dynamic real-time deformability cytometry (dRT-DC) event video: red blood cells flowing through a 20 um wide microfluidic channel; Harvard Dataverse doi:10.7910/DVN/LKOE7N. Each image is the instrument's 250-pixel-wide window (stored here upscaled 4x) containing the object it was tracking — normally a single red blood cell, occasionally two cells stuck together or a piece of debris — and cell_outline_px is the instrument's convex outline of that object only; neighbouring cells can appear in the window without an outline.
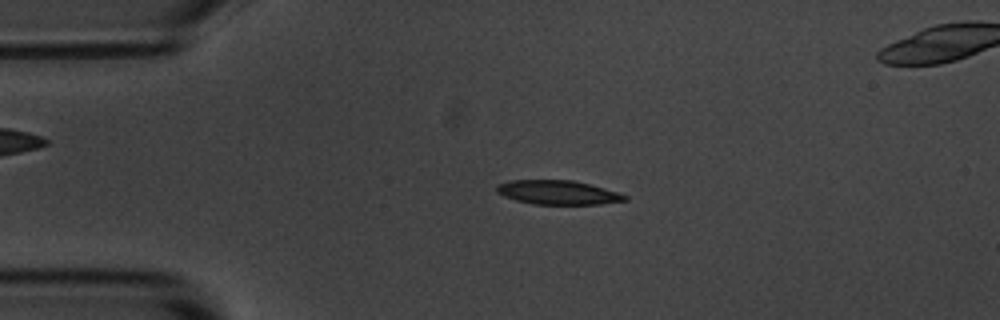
{"species": "common noctule bat (a hibernating species)", "species_latin": "Nyctalus noctula", "temperature_condition": "room temperature", "stored_images_in_passage": 56, "camera_frame_rate_fps": 3000, "um_per_image_px": 0.085, "animal": {"sex": "male", "body_mass_g": 20.1, "forearm_length_mm": 53.5}, "frame": {"image": 1, "passage_image": 12, "time_ms": 3.667, "image_size_px": [1000, 320], "cell_outline_px": [[628, 200], [600, 204], [532, 204], [516, 200], [504, 196], [496, 192], [496, 184], [508, 180], [572, 180], [604, 188], [628, 196]], "centroid_in_image_um": [47.38, 16.35], "position_along_channel_um": 37.6, "area_um2": 17.98}}
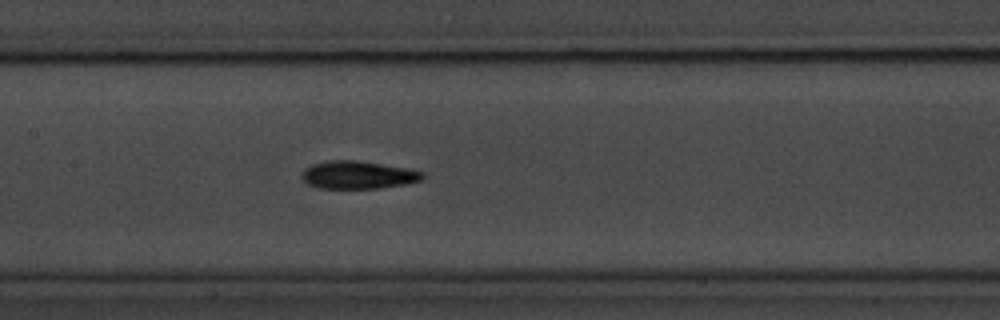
{"frame": {"image": 2, "passage_image": 26, "time_ms": 8.333, "image_size_px": [1000, 320], "cell_outline_px": [[424, 176], [420, 180], [404, 184], [380, 188], [316, 188], [308, 184], [300, 176], [304, 168], [312, 164], [328, 160], [356, 160], [408, 168], [424, 172]], "centroid_in_image_um": [30.39, 14.86], "position_along_channel_um": 177.0, "area_um2": 19.59}}
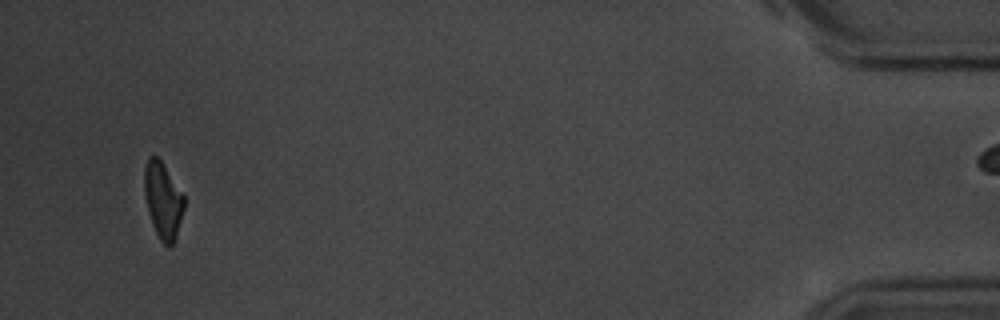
{"frame": {"image": 3, "passage_image": 53, "time_ms": 17.333, "image_size_px": [1000, 320], "cell_outline_px": [[184, 208], [176, 240], [168, 248], [160, 240], [152, 224], [144, 192], [144, 168], [148, 156], [156, 156], [160, 160], [184, 196]], "centroid_in_image_um": [13.85, 17.06], "position_along_channel_um": 421.4, "area_um2": 17.46}, "authors_computed_cell_mechanics": {"area_um2": 18.7272, "velocity_mm_per_s": 3.6031, "shape_relaxation_time_tau1_ms": 2.6388, "shape_relaxation_time_tau2_ms": null, "deformation_change_tau1": 0.112, "deformation_change_tau2": null}}